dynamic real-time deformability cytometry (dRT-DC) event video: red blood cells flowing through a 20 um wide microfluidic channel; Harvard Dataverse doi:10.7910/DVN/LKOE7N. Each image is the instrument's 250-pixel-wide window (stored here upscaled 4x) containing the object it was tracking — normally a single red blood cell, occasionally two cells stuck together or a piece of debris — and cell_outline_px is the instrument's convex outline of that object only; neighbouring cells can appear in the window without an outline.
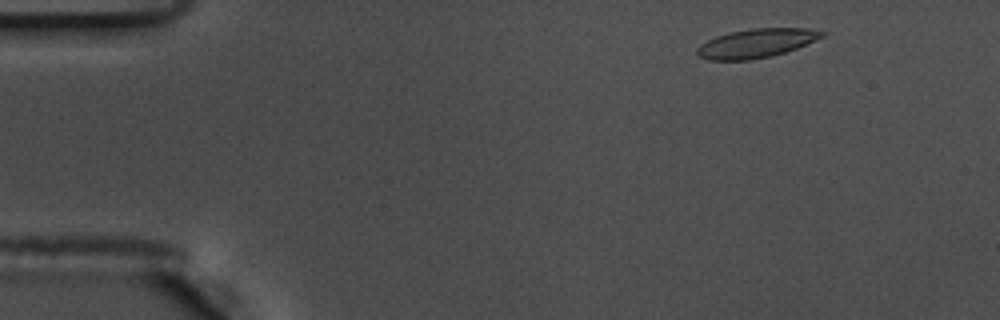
{"species": "common noctule bat (a hibernating species)", "species_latin": "Nyctalus noctula", "temperature_condition": "warm", "stored_images_in_passage": 52, "camera_frame_rate_fps": 3000, "um_per_image_px": 0.085, "animal": {"sex": "male", "body_mass_g": 17.5, "forearm_length_mm": 52.3}, "frame": {"image": 1, "passage_image": 3, "time_ms": 0.667, "image_size_px": [1000, 320], "cell_outline_px": [[828, 32], [824, 36], [796, 48], [784, 52], [752, 60], [708, 60], [700, 56], [696, 52], [696, 48], [700, 44], [716, 36], [728, 32], [752, 28], [808, 28]], "centroid_in_image_um": [64.27, 3.66], "position_along_channel_um": 20.7, "area_um2": 20.98}}
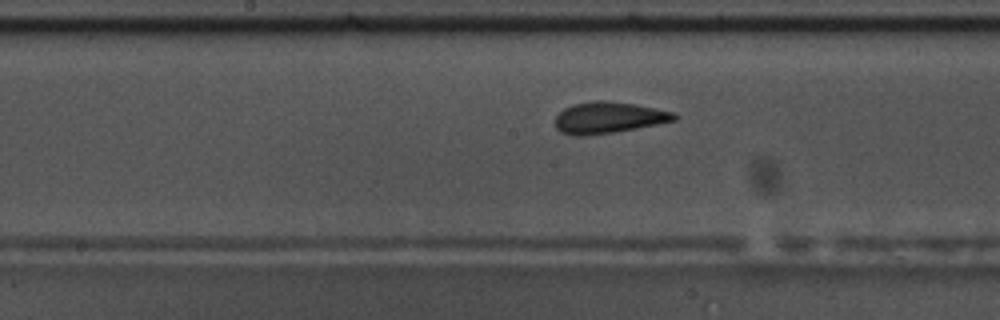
{"frame": {"image": 2, "passage_image": 25, "time_ms": 8.0, "image_size_px": [1000, 320], "cell_outline_px": [[680, 116], [676, 120], [616, 132], [584, 136], [576, 136], [560, 132], [556, 128], [556, 116], [564, 108], [572, 104], [596, 100], [608, 100], [636, 104], [676, 112]], "centroid_in_image_um": [51.75, 9.99], "position_along_channel_um": 196.5, "area_um2": 22.02}}
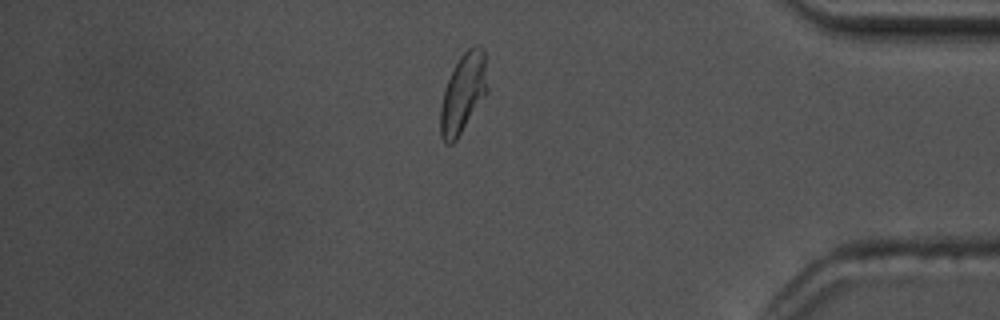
{"frame": {"image": 3, "passage_image": 44, "time_ms": 14.333, "image_size_px": [1000, 320], "cell_outline_px": [[488, 92], [456, 140], [452, 144], [444, 144], [440, 136], [440, 108], [444, 92], [448, 80], [460, 56], [468, 48], [476, 44], [480, 44], [484, 48], [488, 88]], "centroid_in_image_um": [39.38, 7.92], "position_along_channel_um": 395.8, "area_um2": 21.79}, "authors_computed_cell_mechanics": {"area_um2": 21.4149, "velocity_mm_per_s": 3.6191, "shape_relaxation_time_tau1_ms": 4.1619, "shape_relaxation_time_tau2_ms": 1.1534, "deformation_change_tau1": 0.1489, "deformation_change_tau2": 0.0895}}